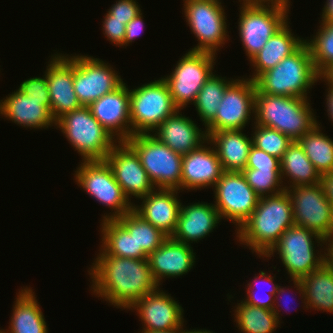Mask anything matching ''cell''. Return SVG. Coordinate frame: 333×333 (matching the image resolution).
I'll return each instance as SVG.
<instances>
[{
    "mask_svg": "<svg viewBox=\"0 0 333 333\" xmlns=\"http://www.w3.org/2000/svg\"><path fill=\"white\" fill-rule=\"evenodd\" d=\"M88 271L93 294L117 308L128 309L135 301L159 286L152 276L148 258L106 255L101 249Z\"/></svg>",
    "mask_w": 333,
    "mask_h": 333,
    "instance_id": "cell-1",
    "label": "cell"
},
{
    "mask_svg": "<svg viewBox=\"0 0 333 333\" xmlns=\"http://www.w3.org/2000/svg\"><path fill=\"white\" fill-rule=\"evenodd\" d=\"M293 225L292 202L285 190L277 195L260 197L254 212L235 230L236 239L263 257Z\"/></svg>",
    "mask_w": 333,
    "mask_h": 333,
    "instance_id": "cell-2",
    "label": "cell"
},
{
    "mask_svg": "<svg viewBox=\"0 0 333 333\" xmlns=\"http://www.w3.org/2000/svg\"><path fill=\"white\" fill-rule=\"evenodd\" d=\"M308 98L255 93L253 125L275 129L298 141L316 125V116Z\"/></svg>",
    "mask_w": 333,
    "mask_h": 333,
    "instance_id": "cell-3",
    "label": "cell"
},
{
    "mask_svg": "<svg viewBox=\"0 0 333 333\" xmlns=\"http://www.w3.org/2000/svg\"><path fill=\"white\" fill-rule=\"evenodd\" d=\"M319 80L322 81L315 70L309 46L304 42L294 53L262 73L254 82L256 93L309 98L307 91Z\"/></svg>",
    "mask_w": 333,
    "mask_h": 333,
    "instance_id": "cell-4",
    "label": "cell"
},
{
    "mask_svg": "<svg viewBox=\"0 0 333 333\" xmlns=\"http://www.w3.org/2000/svg\"><path fill=\"white\" fill-rule=\"evenodd\" d=\"M57 128L77 150L82 161L104 160L117 143L94 118L88 106L64 114L56 121Z\"/></svg>",
    "mask_w": 333,
    "mask_h": 333,
    "instance_id": "cell-5",
    "label": "cell"
},
{
    "mask_svg": "<svg viewBox=\"0 0 333 333\" xmlns=\"http://www.w3.org/2000/svg\"><path fill=\"white\" fill-rule=\"evenodd\" d=\"M289 3H242L239 37L251 60L288 21Z\"/></svg>",
    "mask_w": 333,
    "mask_h": 333,
    "instance_id": "cell-6",
    "label": "cell"
},
{
    "mask_svg": "<svg viewBox=\"0 0 333 333\" xmlns=\"http://www.w3.org/2000/svg\"><path fill=\"white\" fill-rule=\"evenodd\" d=\"M139 156L155 188L181 190L182 157L152 133L135 134L126 141Z\"/></svg>",
    "mask_w": 333,
    "mask_h": 333,
    "instance_id": "cell-7",
    "label": "cell"
},
{
    "mask_svg": "<svg viewBox=\"0 0 333 333\" xmlns=\"http://www.w3.org/2000/svg\"><path fill=\"white\" fill-rule=\"evenodd\" d=\"M313 238L319 243L317 246H323V237L312 230L294 224L283 232L279 241L264 257L271 258L277 251L290 278L301 279L324 264V254L321 253L323 250L320 252L315 250Z\"/></svg>",
    "mask_w": 333,
    "mask_h": 333,
    "instance_id": "cell-8",
    "label": "cell"
},
{
    "mask_svg": "<svg viewBox=\"0 0 333 333\" xmlns=\"http://www.w3.org/2000/svg\"><path fill=\"white\" fill-rule=\"evenodd\" d=\"M129 91L131 137L135 134L153 133L178 110L173 103L168 84L162 77Z\"/></svg>",
    "mask_w": 333,
    "mask_h": 333,
    "instance_id": "cell-9",
    "label": "cell"
},
{
    "mask_svg": "<svg viewBox=\"0 0 333 333\" xmlns=\"http://www.w3.org/2000/svg\"><path fill=\"white\" fill-rule=\"evenodd\" d=\"M75 180L90 197L107 206L113 213L104 214L102 221L125 215L133 209V203L124 195L105 160L82 161L74 173Z\"/></svg>",
    "mask_w": 333,
    "mask_h": 333,
    "instance_id": "cell-10",
    "label": "cell"
},
{
    "mask_svg": "<svg viewBox=\"0 0 333 333\" xmlns=\"http://www.w3.org/2000/svg\"><path fill=\"white\" fill-rule=\"evenodd\" d=\"M183 5L186 22L198 39L191 50L217 54L229 38L225 7L211 0H186Z\"/></svg>",
    "mask_w": 333,
    "mask_h": 333,
    "instance_id": "cell-11",
    "label": "cell"
},
{
    "mask_svg": "<svg viewBox=\"0 0 333 333\" xmlns=\"http://www.w3.org/2000/svg\"><path fill=\"white\" fill-rule=\"evenodd\" d=\"M216 55L189 50L177 62L169 76L162 77L168 84L174 105L182 110L194 103L198 92L214 72Z\"/></svg>",
    "mask_w": 333,
    "mask_h": 333,
    "instance_id": "cell-12",
    "label": "cell"
},
{
    "mask_svg": "<svg viewBox=\"0 0 333 333\" xmlns=\"http://www.w3.org/2000/svg\"><path fill=\"white\" fill-rule=\"evenodd\" d=\"M215 207L221 219L232 221L239 229L257 207L259 196L242 172L224 171L213 187Z\"/></svg>",
    "mask_w": 333,
    "mask_h": 333,
    "instance_id": "cell-13",
    "label": "cell"
},
{
    "mask_svg": "<svg viewBox=\"0 0 333 333\" xmlns=\"http://www.w3.org/2000/svg\"><path fill=\"white\" fill-rule=\"evenodd\" d=\"M285 187L292 202L294 224L327 237L333 231V206L322 186Z\"/></svg>",
    "mask_w": 333,
    "mask_h": 333,
    "instance_id": "cell-14",
    "label": "cell"
},
{
    "mask_svg": "<svg viewBox=\"0 0 333 333\" xmlns=\"http://www.w3.org/2000/svg\"><path fill=\"white\" fill-rule=\"evenodd\" d=\"M255 93L253 80L235 79L226 88L215 118L206 126L207 135L221 130H243L255 113Z\"/></svg>",
    "mask_w": 333,
    "mask_h": 333,
    "instance_id": "cell-15",
    "label": "cell"
},
{
    "mask_svg": "<svg viewBox=\"0 0 333 333\" xmlns=\"http://www.w3.org/2000/svg\"><path fill=\"white\" fill-rule=\"evenodd\" d=\"M122 83L121 76L102 59L74 55L73 88L82 106H89L103 95L117 89Z\"/></svg>",
    "mask_w": 333,
    "mask_h": 333,
    "instance_id": "cell-16",
    "label": "cell"
},
{
    "mask_svg": "<svg viewBox=\"0 0 333 333\" xmlns=\"http://www.w3.org/2000/svg\"><path fill=\"white\" fill-rule=\"evenodd\" d=\"M104 160L130 202L132 196L140 199L156 189L141 165L139 156L126 141L115 144Z\"/></svg>",
    "mask_w": 333,
    "mask_h": 333,
    "instance_id": "cell-17",
    "label": "cell"
},
{
    "mask_svg": "<svg viewBox=\"0 0 333 333\" xmlns=\"http://www.w3.org/2000/svg\"><path fill=\"white\" fill-rule=\"evenodd\" d=\"M54 54L46 68L51 114L57 121L64 114L82 107L75 94L74 56Z\"/></svg>",
    "mask_w": 333,
    "mask_h": 333,
    "instance_id": "cell-18",
    "label": "cell"
},
{
    "mask_svg": "<svg viewBox=\"0 0 333 333\" xmlns=\"http://www.w3.org/2000/svg\"><path fill=\"white\" fill-rule=\"evenodd\" d=\"M159 288L135 301L128 308L137 310L144 323L142 331H169L184 326L182 306Z\"/></svg>",
    "mask_w": 333,
    "mask_h": 333,
    "instance_id": "cell-19",
    "label": "cell"
},
{
    "mask_svg": "<svg viewBox=\"0 0 333 333\" xmlns=\"http://www.w3.org/2000/svg\"><path fill=\"white\" fill-rule=\"evenodd\" d=\"M94 118L117 142L131 137L130 91L126 83L88 106Z\"/></svg>",
    "mask_w": 333,
    "mask_h": 333,
    "instance_id": "cell-20",
    "label": "cell"
},
{
    "mask_svg": "<svg viewBox=\"0 0 333 333\" xmlns=\"http://www.w3.org/2000/svg\"><path fill=\"white\" fill-rule=\"evenodd\" d=\"M0 100V115L23 127L41 129L56 125L50 98L27 97L17 89Z\"/></svg>",
    "mask_w": 333,
    "mask_h": 333,
    "instance_id": "cell-21",
    "label": "cell"
},
{
    "mask_svg": "<svg viewBox=\"0 0 333 333\" xmlns=\"http://www.w3.org/2000/svg\"><path fill=\"white\" fill-rule=\"evenodd\" d=\"M201 145L182 157L181 190L214 187L223 174V168L212 143Z\"/></svg>",
    "mask_w": 333,
    "mask_h": 333,
    "instance_id": "cell-22",
    "label": "cell"
},
{
    "mask_svg": "<svg viewBox=\"0 0 333 333\" xmlns=\"http://www.w3.org/2000/svg\"><path fill=\"white\" fill-rule=\"evenodd\" d=\"M178 191V189H154L147 196L140 198L143 199L141 205L133 204V210L144 220L171 237L176 229L181 207L180 199L177 198Z\"/></svg>",
    "mask_w": 333,
    "mask_h": 333,
    "instance_id": "cell-23",
    "label": "cell"
},
{
    "mask_svg": "<svg viewBox=\"0 0 333 333\" xmlns=\"http://www.w3.org/2000/svg\"><path fill=\"white\" fill-rule=\"evenodd\" d=\"M220 220L219 212L212 203L198 202L189 206L181 203L177 226L171 238L191 245L213 232Z\"/></svg>",
    "mask_w": 333,
    "mask_h": 333,
    "instance_id": "cell-24",
    "label": "cell"
},
{
    "mask_svg": "<svg viewBox=\"0 0 333 333\" xmlns=\"http://www.w3.org/2000/svg\"><path fill=\"white\" fill-rule=\"evenodd\" d=\"M152 276L158 286L163 278H176L187 274L194 266L195 253L191 245L168 237L148 256Z\"/></svg>",
    "mask_w": 333,
    "mask_h": 333,
    "instance_id": "cell-25",
    "label": "cell"
},
{
    "mask_svg": "<svg viewBox=\"0 0 333 333\" xmlns=\"http://www.w3.org/2000/svg\"><path fill=\"white\" fill-rule=\"evenodd\" d=\"M180 111L178 109L163 121L153 131V135L174 152L184 156L202 144H206L208 135L206 131L199 129L192 119L182 115Z\"/></svg>",
    "mask_w": 333,
    "mask_h": 333,
    "instance_id": "cell-26",
    "label": "cell"
},
{
    "mask_svg": "<svg viewBox=\"0 0 333 333\" xmlns=\"http://www.w3.org/2000/svg\"><path fill=\"white\" fill-rule=\"evenodd\" d=\"M299 290L305 309L311 308L333 314V269L323 264L301 279H291Z\"/></svg>",
    "mask_w": 333,
    "mask_h": 333,
    "instance_id": "cell-27",
    "label": "cell"
},
{
    "mask_svg": "<svg viewBox=\"0 0 333 333\" xmlns=\"http://www.w3.org/2000/svg\"><path fill=\"white\" fill-rule=\"evenodd\" d=\"M242 130H221L208 135L215 148L223 171L242 172L247 164L252 138Z\"/></svg>",
    "mask_w": 333,
    "mask_h": 333,
    "instance_id": "cell-28",
    "label": "cell"
},
{
    "mask_svg": "<svg viewBox=\"0 0 333 333\" xmlns=\"http://www.w3.org/2000/svg\"><path fill=\"white\" fill-rule=\"evenodd\" d=\"M287 22L266 42L262 49L249 60L255 68L252 77L255 81L262 73L274 68L284 58L294 53L305 40L295 37ZM303 39V40H302ZM255 72V73H254Z\"/></svg>",
    "mask_w": 333,
    "mask_h": 333,
    "instance_id": "cell-29",
    "label": "cell"
},
{
    "mask_svg": "<svg viewBox=\"0 0 333 333\" xmlns=\"http://www.w3.org/2000/svg\"><path fill=\"white\" fill-rule=\"evenodd\" d=\"M32 290L26 286L19 291L14 301L9 330L1 329L2 333H48L44 315Z\"/></svg>",
    "mask_w": 333,
    "mask_h": 333,
    "instance_id": "cell-30",
    "label": "cell"
},
{
    "mask_svg": "<svg viewBox=\"0 0 333 333\" xmlns=\"http://www.w3.org/2000/svg\"><path fill=\"white\" fill-rule=\"evenodd\" d=\"M280 165L281 179L284 180L285 177H289V181L291 180L289 187L320 184V173L308 159L298 141H293L288 146L280 160Z\"/></svg>",
    "mask_w": 333,
    "mask_h": 333,
    "instance_id": "cell-31",
    "label": "cell"
},
{
    "mask_svg": "<svg viewBox=\"0 0 333 333\" xmlns=\"http://www.w3.org/2000/svg\"><path fill=\"white\" fill-rule=\"evenodd\" d=\"M101 225V250L110 256L127 257L134 259L148 258L143 250H137V242L117 220L102 221Z\"/></svg>",
    "mask_w": 333,
    "mask_h": 333,
    "instance_id": "cell-32",
    "label": "cell"
},
{
    "mask_svg": "<svg viewBox=\"0 0 333 333\" xmlns=\"http://www.w3.org/2000/svg\"><path fill=\"white\" fill-rule=\"evenodd\" d=\"M320 124L305 133L298 142L315 169L321 174L333 172V140L320 130Z\"/></svg>",
    "mask_w": 333,
    "mask_h": 333,
    "instance_id": "cell-33",
    "label": "cell"
},
{
    "mask_svg": "<svg viewBox=\"0 0 333 333\" xmlns=\"http://www.w3.org/2000/svg\"><path fill=\"white\" fill-rule=\"evenodd\" d=\"M137 242V250H143L148 256L168 238L160 229L144 220L133 209L116 219Z\"/></svg>",
    "mask_w": 333,
    "mask_h": 333,
    "instance_id": "cell-34",
    "label": "cell"
},
{
    "mask_svg": "<svg viewBox=\"0 0 333 333\" xmlns=\"http://www.w3.org/2000/svg\"><path fill=\"white\" fill-rule=\"evenodd\" d=\"M225 78L212 73L193 103L205 127L215 118L226 88L234 81Z\"/></svg>",
    "mask_w": 333,
    "mask_h": 333,
    "instance_id": "cell-35",
    "label": "cell"
},
{
    "mask_svg": "<svg viewBox=\"0 0 333 333\" xmlns=\"http://www.w3.org/2000/svg\"><path fill=\"white\" fill-rule=\"evenodd\" d=\"M234 313L240 333H273L280 325L273 310L253 307L243 300L237 303Z\"/></svg>",
    "mask_w": 333,
    "mask_h": 333,
    "instance_id": "cell-36",
    "label": "cell"
},
{
    "mask_svg": "<svg viewBox=\"0 0 333 333\" xmlns=\"http://www.w3.org/2000/svg\"><path fill=\"white\" fill-rule=\"evenodd\" d=\"M321 23L313 39H306L315 70L320 74L333 64V22Z\"/></svg>",
    "mask_w": 333,
    "mask_h": 333,
    "instance_id": "cell-37",
    "label": "cell"
},
{
    "mask_svg": "<svg viewBox=\"0 0 333 333\" xmlns=\"http://www.w3.org/2000/svg\"><path fill=\"white\" fill-rule=\"evenodd\" d=\"M242 173L259 197L277 195L286 190L282 185L281 170L245 168Z\"/></svg>",
    "mask_w": 333,
    "mask_h": 333,
    "instance_id": "cell-38",
    "label": "cell"
},
{
    "mask_svg": "<svg viewBox=\"0 0 333 333\" xmlns=\"http://www.w3.org/2000/svg\"><path fill=\"white\" fill-rule=\"evenodd\" d=\"M253 130L252 145L280 160L293 142L288 136L272 128L255 125Z\"/></svg>",
    "mask_w": 333,
    "mask_h": 333,
    "instance_id": "cell-39",
    "label": "cell"
},
{
    "mask_svg": "<svg viewBox=\"0 0 333 333\" xmlns=\"http://www.w3.org/2000/svg\"><path fill=\"white\" fill-rule=\"evenodd\" d=\"M260 275V276H259ZM258 276L255 275L254 279L252 282H249L246 288V294L247 297L246 299L243 301L246 304L253 306V307H260V308H266L268 310H273L274 314L277 316V319L279 321V312L281 310H279V304L277 303L278 301L275 302V294L277 293V289H278V284H274V276H271V274H266L264 271H260V274ZM259 279H261V282L265 280V283L267 282L268 284H270L271 289L268 290V295H265L264 297H260L258 291H260V289H262L259 286L258 291H256L255 289L258 288V283H260V281H258ZM256 286V287H255ZM269 286V287H270ZM255 287V288H254ZM258 294V295H257ZM277 303V306H276Z\"/></svg>",
    "mask_w": 333,
    "mask_h": 333,
    "instance_id": "cell-40",
    "label": "cell"
},
{
    "mask_svg": "<svg viewBox=\"0 0 333 333\" xmlns=\"http://www.w3.org/2000/svg\"><path fill=\"white\" fill-rule=\"evenodd\" d=\"M245 168L281 170L280 159L252 145Z\"/></svg>",
    "mask_w": 333,
    "mask_h": 333,
    "instance_id": "cell-41",
    "label": "cell"
},
{
    "mask_svg": "<svg viewBox=\"0 0 333 333\" xmlns=\"http://www.w3.org/2000/svg\"><path fill=\"white\" fill-rule=\"evenodd\" d=\"M108 10L107 12L112 16V20L124 21L125 24L141 13L136 0H118Z\"/></svg>",
    "mask_w": 333,
    "mask_h": 333,
    "instance_id": "cell-42",
    "label": "cell"
},
{
    "mask_svg": "<svg viewBox=\"0 0 333 333\" xmlns=\"http://www.w3.org/2000/svg\"><path fill=\"white\" fill-rule=\"evenodd\" d=\"M102 23L103 33L107 36V40L120 47L123 44L126 34V24L124 21L112 20V16L107 12Z\"/></svg>",
    "mask_w": 333,
    "mask_h": 333,
    "instance_id": "cell-43",
    "label": "cell"
},
{
    "mask_svg": "<svg viewBox=\"0 0 333 333\" xmlns=\"http://www.w3.org/2000/svg\"><path fill=\"white\" fill-rule=\"evenodd\" d=\"M27 97L50 98L47 85L46 71L42 77H33L24 80L19 88Z\"/></svg>",
    "mask_w": 333,
    "mask_h": 333,
    "instance_id": "cell-44",
    "label": "cell"
},
{
    "mask_svg": "<svg viewBox=\"0 0 333 333\" xmlns=\"http://www.w3.org/2000/svg\"><path fill=\"white\" fill-rule=\"evenodd\" d=\"M142 15V12L139 13L136 17H134L126 24V34L123 44L121 45L122 47L126 45L128 46L130 42L132 43V41L135 40L139 36V34H141L144 24Z\"/></svg>",
    "mask_w": 333,
    "mask_h": 333,
    "instance_id": "cell-45",
    "label": "cell"
},
{
    "mask_svg": "<svg viewBox=\"0 0 333 333\" xmlns=\"http://www.w3.org/2000/svg\"><path fill=\"white\" fill-rule=\"evenodd\" d=\"M320 185L323 188L324 195L333 206V172L321 174Z\"/></svg>",
    "mask_w": 333,
    "mask_h": 333,
    "instance_id": "cell-46",
    "label": "cell"
},
{
    "mask_svg": "<svg viewBox=\"0 0 333 333\" xmlns=\"http://www.w3.org/2000/svg\"><path fill=\"white\" fill-rule=\"evenodd\" d=\"M326 249L324 250V264L333 269V231L324 238ZM328 245V246H327ZM327 251V252H325Z\"/></svg>",
    "mask_w": 333,
    "mask_h": 333,
    "instance_id": "cell-47",
    "label": "cell"
},
{
    "mask_svg": "<svg viewBox=\"0 0 333 333\" xmlns=\"http://www.w3.org/2000/svg\"><path fill=\"white\" fill-rule=\"evenodd\" d=\"M322 22H333V0H327L322 10Z\"/></svg>",
    "mask_w": 333,
    "mask_h": 333,
    "instance_id": "cell-48",
    "label": "cell"
},
{
    "mask_svg": "<svg viewBox=\"0 0 333 333\" xmlns=\"http://www.w3.org/2000/svg\"><path fill=\"white\" fill-rule=\"evenodd\" d=\"M327 96H326V104H327V113L328 117H330V120L333 122V86L328 85L327 89Z\"/></svg>",
    "mask_w": 333,
    "mask_h": 333,
    "instance_id": "cell-49",
    "label": "cell"
},
{
    "mask_svg": "<svg viewBox=\"0 0 333 333\" xmlns=\"http://www.w3.org/2000/svg\"><path fill=\"white\" fill-rule=\"evenodd\" d=\"M319 77L324 79L323 81L327 82V85L333 86V64L325 68L320 74Z\"/></svg>",
    "mask_w": 333,
    "mask_h": 333,
    "instance_id": "cell-50",
    "label": "cell"
},
{
    "mask_svg": "<svg viewBox=\"0 0 333 333\" xmlns=\"http://www.w3.org/2000/svg\"><path fill=\"white\" fill-rule=\"evenodd\" d=\"M241 0H239L240 2ZM242 3H290L289 0H242Z\"/></svg>",
    "mask_w": 333,
    "mask_h": 333,
    "instance_id": "cell-51",
    "label": "cell"
},
{
    "mask_svg": "<svg viewBox=\"0 0 333 333\" xmlns=\"http://www.w3.org/2000/svg\"><path fill=\"white\" fill-rule=\"evenodd\" d=\"M287 290H286V287H285V289L283 288V287H281V286H278V289H277V293L275 294V301L278 299V300H280L279 299V295H284L285 294V292H286ZM290 291H288V293H289ZM284 293V294H283ZM287 294V293H286ZM286 296V295H285ZM285 296H283V297H285ZM287 297V296H286ZM281 298V297H280ZM285 299V298H284ZM283 299V300H284ZM284 303L286 302V299L283 301ZM288 302V301H287ZM281 305V304H280ZM287 304H285V306H286ZM289 305V304H288ZM287 305V306H288ZM287 308H289V307H287ZM288 311V310H287Z\"/></svg>",
    "mask_w": 333,
    "mask_h": 333,
    "instance_id": "cell-52",
    "label": "cell"
},
{
    "mask_svg": "<svg viewBox=\"0 0 333 333\" xmlns=\"http://www.w3.org/2000/svg\"><path fill=\"white\" fill-rule=\"evenodd\" d=\"M141 333H182V327L175 328L169 331H141Z\"/></svg>",
    "mask_w": 333,
    "mask_h": 333,
    "instance_id": "cell-53",
    "label": "cell"
},
{
    "mask_svg": "<svg viewBox=\"0 0 333 333\" xmlns=\"http://www.w3.org/2000/svg\"><path fill=\"white\" fill-rule=\"evenodd\" d=\"M183 329V326H182V333H213V331H210V330H202V329H193V330H184Z\"/></svg>",
    "mask_w": 333,
    "mask_h": 333,
    "instance_id": "cell-54",
    "label": "cell"
},
{
    "mask_svg": "<svg viewBox=\"0 0 333 333\" xmlns=\"http://www.w3.org/2000/svg\"><path fill=\"white\" fill-rule=\"evenodd\" d=\"M183 1H186V0H183ZM211 1H216V2H219V3H221V1H220V0H211Z\"/></svg>",
    "mask_w": 333,
    "mask_h": 333,
    "instance_id": "cell-55",
    "label": "cell"
}]
</instances>
